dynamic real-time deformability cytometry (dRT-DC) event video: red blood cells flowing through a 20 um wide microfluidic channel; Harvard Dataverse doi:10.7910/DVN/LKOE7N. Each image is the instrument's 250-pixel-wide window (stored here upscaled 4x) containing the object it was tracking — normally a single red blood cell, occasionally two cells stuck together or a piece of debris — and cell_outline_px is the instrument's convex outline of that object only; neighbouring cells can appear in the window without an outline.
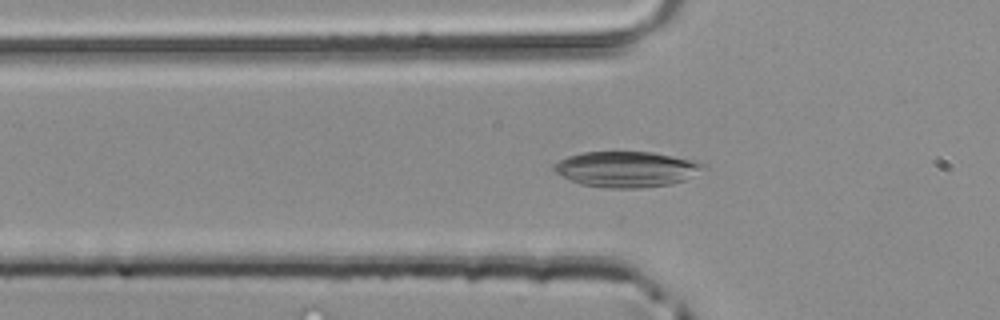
{"species": "common noctule bat (a hibernating species)", "species_latin": "Nyctalus noctula", "temperature_condition": "room temperature", "stored_images_in_passage": 34, "camera_frame_rate_fps": 3000, "um_per_image_px": 0.085, "animal": {"sex": "male", "body_mass_g": 20.4}, "frame": {"image": 1, "passage_image": 3, "time_ms": 0.667, "image_size_px": [1000, 320], "cell_outline_px": [[708, 164], [684, 180], [672, 184], [640, 188], [604, 188], [580, 184], [556, 172], [552, 168], [552, 164], [568, 156], [584, 152], [652, 152], [696, 160]], "centroid_in_image_um": [53.24, 14.38], "position_along_channel_um": 72.6, "area_um2": 30.92}}
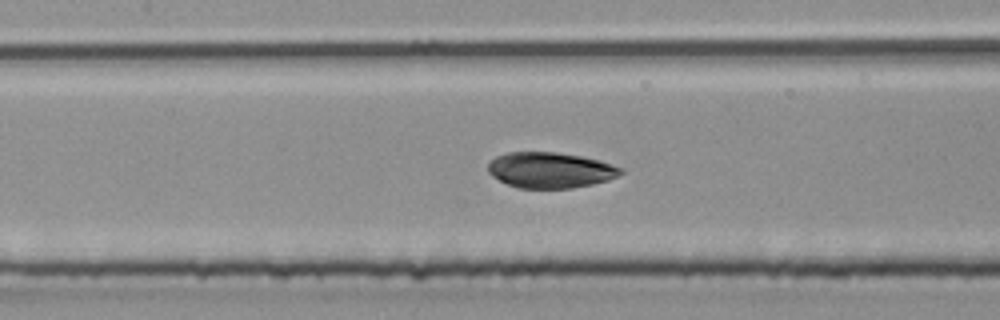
{"frame": {"image": 2, "passage_image": 9, "time_ms": 2.667, "image_size_px": [1000, 320], "cell_outline_px": [[624, 172], [608, 180], [592, 184], [572, 188], [520, 188], [508, 184], [492, 176], [488, 172], [488, 164], [496, 156], [508, 152], [556, 152], [580, 156], [600, 160], [624, 168]], "centroid_in_image_um": [46.79, 14.45], "position_along_channel_um": 160.6, "area_um2": 27.57}}
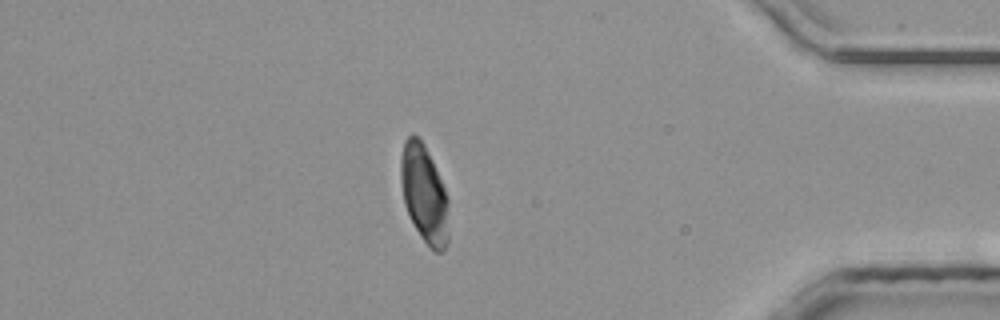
{"frame": {"image": 3, "passage_image": 28, "time_ms": 9.0, "image_size_px": [1000, 320], "cell_outline_px": [[448, 244], [440, 252], [436, 252], [420, 236], [404, 204], [400, 180], [400, 156], [404, 140], [412, 132], [424, 144], [432, 160], [444, 188], [448, 200]], "centroid_in_image_um": [36.04, 16.45], "position_along_channel_um": 399.2, "area_um2": 27.22}}